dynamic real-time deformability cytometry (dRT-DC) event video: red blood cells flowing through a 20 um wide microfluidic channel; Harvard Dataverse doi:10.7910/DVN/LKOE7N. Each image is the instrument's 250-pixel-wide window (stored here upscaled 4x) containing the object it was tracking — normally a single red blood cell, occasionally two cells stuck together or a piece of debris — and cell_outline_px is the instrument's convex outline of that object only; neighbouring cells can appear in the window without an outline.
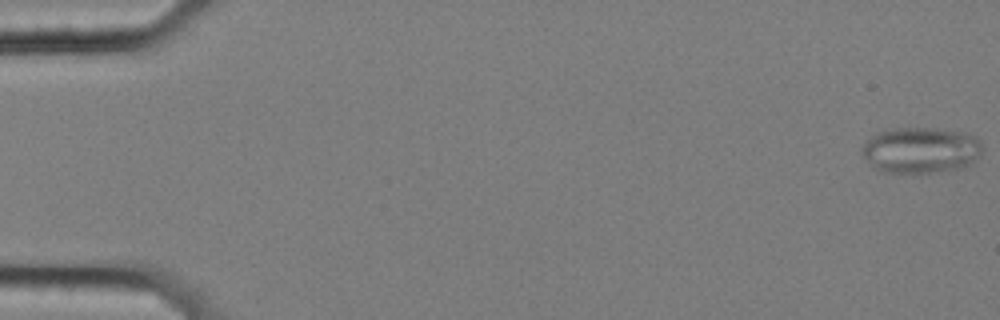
{"species": "common noctule bat (a hibernating species)", "species_latin": "Nyctalus noctula", "temperature_condition": "cold", "stored_images_in_passage": 15, "camera_frame_rate_fps": 3000, "um_per_image_px": 0.085, "animal": {"sex": "female", "body_mass_g": 25.1}, "frame": {"image": 1, "passage_image": 1, "time_ms": 0.0, "image_size_px": [1000, 320], "cell_outline_px": [[980, 156], [972, 164], [960, 168], [928, 172], [884, 172], [876, 168], [864, 156], [860, 148], [876, 132], [896, 128], [932, 128], [964, 132], [976, 136], [980, 140]], "centroid_in_image_um": [78.29, 12.74], "position_along_channel_um": 6.7, "area_um2": 31.96}}